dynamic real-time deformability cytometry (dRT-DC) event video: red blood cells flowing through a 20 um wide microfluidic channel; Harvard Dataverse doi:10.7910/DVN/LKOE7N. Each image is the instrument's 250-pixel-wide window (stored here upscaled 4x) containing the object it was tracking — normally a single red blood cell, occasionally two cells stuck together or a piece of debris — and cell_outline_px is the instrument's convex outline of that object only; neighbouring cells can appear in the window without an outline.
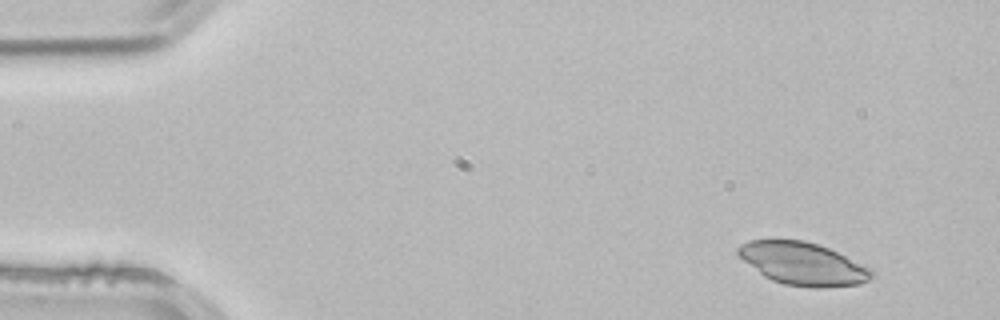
{"species": "common noctule bat (a hibernating species)", "species_latin": "Nyctalus noctula", "temperature_condition": "room temperature", "stored_images_in_passage": 3, "camera_frame_rate_fps": 3000, "um_per_image_px": 0.085, "animal": {"sex": "male", "body_mass_g": 21.5, "forearm_length_mm": 52.0}, "frame": {"image": 1, "passage_image": 1, "time_ms": 0.0, "image_size_px": [1000, 320], "cell_outline_px": [[876, 276], [860, 284], [824, 288], [812, 288], [784, 284], [772, 280], [764, 276], [744, 260], [736, 252], [736, 248], [740, 244], [748, 240], [804, 240], [828, 248], [872, 268], [876, 272]], "centroid_in_image_um": [68.29, 22.43], "position_along_channel_um": 16.7, "area_um2": 33.29}}